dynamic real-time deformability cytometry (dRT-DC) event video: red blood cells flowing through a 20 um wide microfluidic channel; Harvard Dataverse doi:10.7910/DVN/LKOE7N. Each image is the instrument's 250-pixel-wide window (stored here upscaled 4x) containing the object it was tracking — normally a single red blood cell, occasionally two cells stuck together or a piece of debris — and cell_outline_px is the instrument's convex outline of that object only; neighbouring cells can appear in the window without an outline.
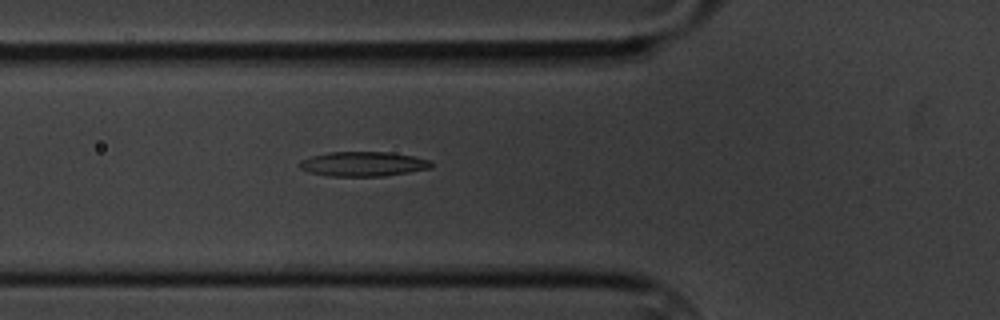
{"species": "common noctule bat (a hibernating species)", "species_latin": "Nyctalus noctula", "temperature_condition": "cold", "stored_images_in_passage": 6, "camera_frame_rate_fps": 3000, "um_per_image_px": 0.085, "animal": {"sex": "male", "body_mass_g": 20.1, "forearm_length_mm": 53.5}, "frame": {"image": 1, "passage_image": 6, "time_ms": 5.667, "image_size_px": [1000, 320], "cell_outline_px": [[432, 168], [384, 176], [328, 176], [308, 172], [300, 168], [296, 164], [300, 160], [312, 156], [328, 152], [392, 152], [432, 160]], "centroid_in_image_um": [30.85, 13.93], "position_along_channel_um": 95.0, "area_um2": 19.07}}